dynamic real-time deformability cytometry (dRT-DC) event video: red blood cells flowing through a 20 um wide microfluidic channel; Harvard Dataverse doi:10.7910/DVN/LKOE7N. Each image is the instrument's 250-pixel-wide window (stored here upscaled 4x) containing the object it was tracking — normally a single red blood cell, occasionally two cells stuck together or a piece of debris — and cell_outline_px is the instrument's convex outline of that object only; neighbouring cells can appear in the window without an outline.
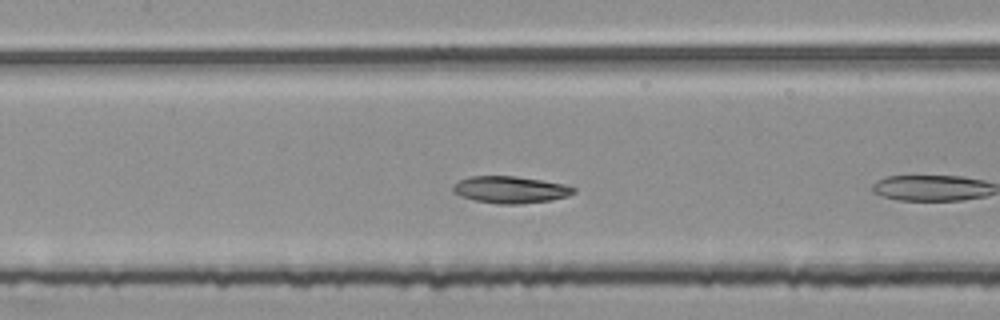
{"species": "common noctule bat (a hibernating species)", "species_latin": "Nyctalus noctula", "temperature_condition": "room temperature", "stored_images_in_passage": 11, "camera_frame_rate_fps": 3000, "um_per_image_px": 0.085, "animal": {"sex": "female", "body_mass_g": 25.1}, "frame": {"image": 1, "passage_image": 10, "time_ms": 3.0, "image_size_px": [1000, 320], "cell_outline_px": [[576, 192], [568, 196], [552, 200], [520, 204], [496, 204], [476, 200], [460, 196], [452, 192], [452, 184], [468, 176], [516, 176], [564, 184], [576, 188]], "centroid_in_image_um": [43.36, 16.12], "position_along_channel_um": 164.0, "area_um2": 19.07}}